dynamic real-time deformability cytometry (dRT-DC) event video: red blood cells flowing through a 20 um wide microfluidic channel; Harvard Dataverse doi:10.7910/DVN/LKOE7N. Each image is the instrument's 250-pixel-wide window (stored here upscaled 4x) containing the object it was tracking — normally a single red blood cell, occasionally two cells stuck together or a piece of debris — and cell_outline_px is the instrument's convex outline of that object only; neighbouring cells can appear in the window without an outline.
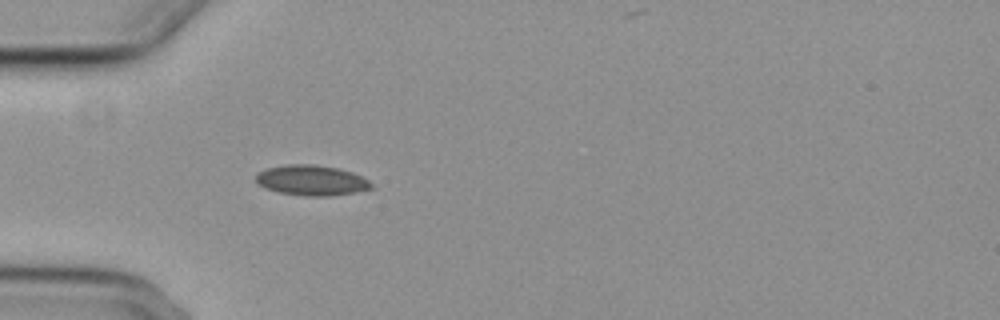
{"species": "common noctule bat (a hibernating species)", "species_latin": "Nyctalus noctula", "temperature_condition": "cold", "stored_images_in_passage": 1, "camera_frame_rate_fps": 3000, "um_per_image_px": 0.085, "animal": {"sex": "female", "body_mass_g": 29.2, "forearm_length_mm": 56.3}, "frame": {"image": 1, "passage_image": 1, "time_ms": 0.0, "image_size_px": [1000, 320], "cell_outline_px": [[376, 188], [328, 196], [304, 196], [280, 192], [264, 188], [256, 180], [256, 172], [268, 168], [284, 164], [316, 164], [336, 168], [352, 172], [368, 180]], "centroid_in_image_um": [26.47, 15.32], "position_along_channel_um": 58.5, "area_um2": 20.35}}